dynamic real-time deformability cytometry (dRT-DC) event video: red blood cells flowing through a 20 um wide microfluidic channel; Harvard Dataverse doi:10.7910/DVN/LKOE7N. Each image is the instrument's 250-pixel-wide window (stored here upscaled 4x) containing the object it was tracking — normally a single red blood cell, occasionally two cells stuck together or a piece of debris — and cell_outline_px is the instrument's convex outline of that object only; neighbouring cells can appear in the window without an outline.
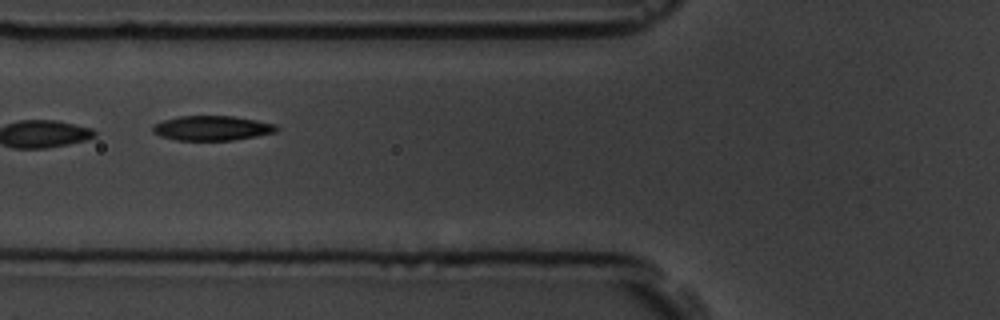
{"species": "common noctule bat (a hibernating species)", "species_latin": "Nyctalus noctula", "temperature_condition": "room temperature", "stored_images_in_passage": 9, "camera_frame_rate_fps": 3000, "um_per_image_px": 0.085, "animal": {"sex": "male", "body_mass_g": 19.5, "forearm_length_mm": 54.6}, "frame": {"image": 1, "passage_image": 7, "time_ms": 7.0, "image_size_px": [1000, 320], "cell_outline_px": [[280, 128], [276, 132], [256, 136], [232, 140], [176, 140], [160, 136], [152, 132], [152, 124], [164, 120], [180, 116], [232, 116], [256, 120], [276, 124]], "centroid_in_image_um": [18.01, 10.89], "position_along_channel_um": 107.8, "area_um2": 17.86}}